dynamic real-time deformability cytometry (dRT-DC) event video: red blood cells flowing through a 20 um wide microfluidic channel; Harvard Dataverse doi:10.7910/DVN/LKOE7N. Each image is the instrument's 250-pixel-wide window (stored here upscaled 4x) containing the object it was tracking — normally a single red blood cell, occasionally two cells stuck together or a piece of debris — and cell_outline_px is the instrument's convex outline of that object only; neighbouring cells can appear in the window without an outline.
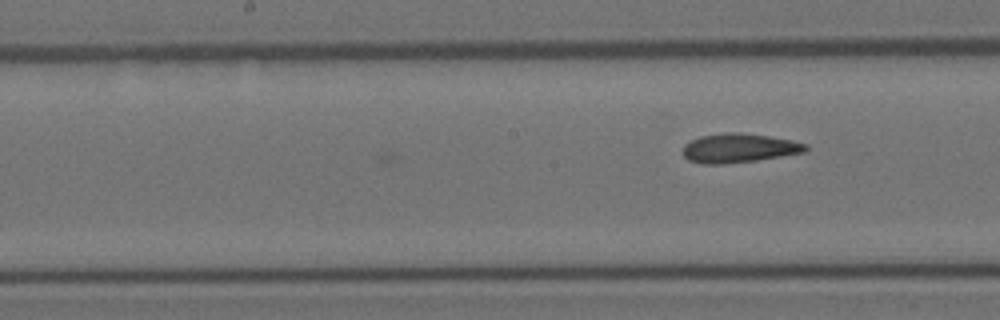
{"species": "Egyptian fruit bat (a non-hibernating species)", "species_latin": "Rousettus aegyptiacus", "temperature_condition": "room temperature", "stored_images_in_passage": 11, "camera_frame_rate_fps": 3000, "um_per_image_px": 0.085, "animal": {"sex": "female"}, "frame": {"image": 1, "passage_image": 11, "time_ms": 3.333, "image_size_px": [1000, 320], "cell_outline_px": [[808, 148], [804, 152], [756, 160], [724, 164], [704, 164], [688, 160], [684, 156], [684, 144], [700, 136], [724, 132], [740, 132], [768, 136], [792, 140], [808, 144]], "centroid_in_image_um": [62.81, 12.58], "position_along_channel_um": 185.4, "area_um2": 20.75}}